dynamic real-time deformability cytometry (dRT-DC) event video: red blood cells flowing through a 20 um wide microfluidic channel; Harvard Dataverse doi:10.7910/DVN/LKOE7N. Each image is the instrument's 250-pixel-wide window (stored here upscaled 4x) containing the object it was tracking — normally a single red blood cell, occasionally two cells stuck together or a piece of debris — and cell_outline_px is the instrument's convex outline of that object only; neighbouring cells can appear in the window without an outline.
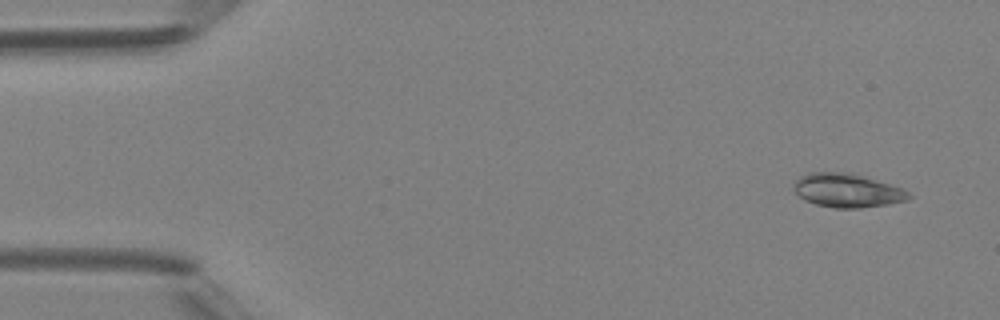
{"species": "Egyptian fruit bat (a non-hibernating species)", "species_latin": "Rousettus aegyptiacus", "temperature_condition": "room temperature", "stored_images_in_passage": 4, "camera_frame_rate_fps": 3000, "um_per_image_px": 0.085, "animal": {"sex": "female"}, "frame": {"image": 1, "passage_image": 1, "time_ms": 0.0, "image_size_px": [1000, 320], "cell_outline_px": [[912, 196], [908, 200], [888, 204], [860, 208], [836, 208], [816, 204], [804, 200], [792, 188], [792, 184], [800, 176], [808, 172], [856, 172], [904, 188]], "centroid_in_image_um": [72.04, 16.16], "position_along_channel_um": 13.0, "area_um2": 23.12}}
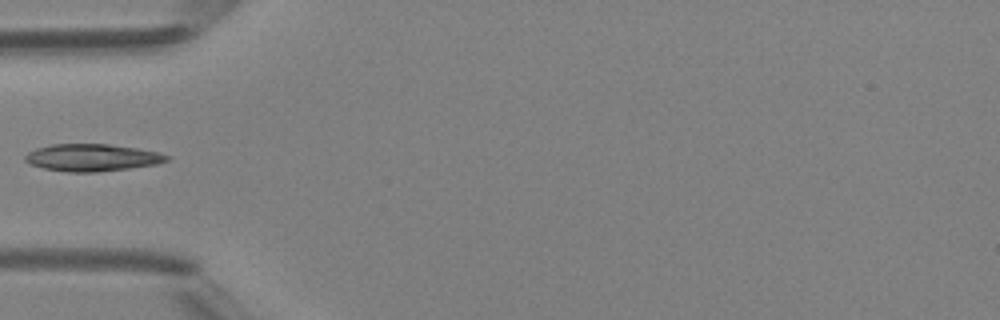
{"frame": {"image": 2, "passage_image": 4, "time_ms": 4.333, "image_size_px": [1000, 320], "cell_outline_px": [[168, 160], [156, 164], [128, 168], [96, 172], [68, 172], [44, 168], [28, 164], [24, 160], [24, 156], [28, 152], [36, 148], [52, 144], [108, 144], [136, 148], [160, 152], [168, 156]], "centroid_in_image_um": [7.78, 13.39], "position_along_channel_um": 77.2, "area_um2": 22.37}}